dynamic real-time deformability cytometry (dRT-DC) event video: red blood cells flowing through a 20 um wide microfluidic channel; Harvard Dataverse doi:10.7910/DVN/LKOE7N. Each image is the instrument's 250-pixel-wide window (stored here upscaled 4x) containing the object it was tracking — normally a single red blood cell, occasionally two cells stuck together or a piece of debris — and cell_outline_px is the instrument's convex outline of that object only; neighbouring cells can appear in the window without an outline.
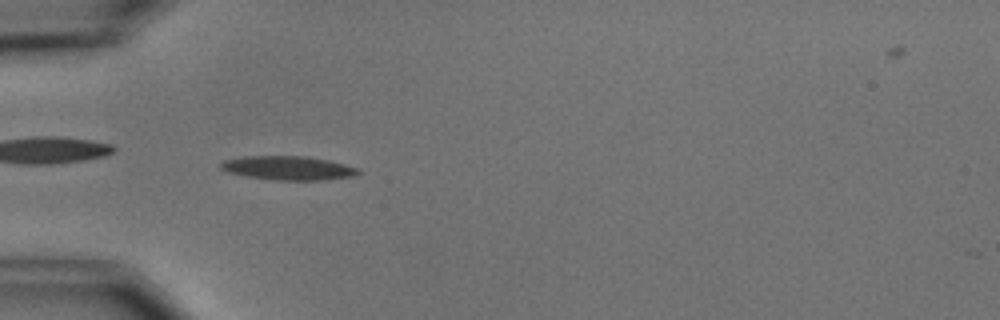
{"species": "common noctule bat (a hibernating species)", "species_latin": "Nyctalus noctula", "temperature_condition": "cold", "stored_images_in_passage": 7, "camera_frame_rate_fps": 3000, "um_per_image_px": 0.085, "animal": {"sex": "male", "body_mass_g": 15.6}, "frame": {"image": 1, "passage_image": 4, "time_ms": 3.333, "image_size_px": [1000, 320], "cell_outline_px": [[360, 172], [352, 176], [324, 180], [276, 180], [248, 176], [228, 172], [220, 168], [220, 164], [224, 160], [244, 156], [308, 156], [328, 160], [344, 164], [356, 168]], "centroid_in_image_um": [24.47, 14.27], "position_along_channel_um": 60.5, "area_um2": 18.96}}
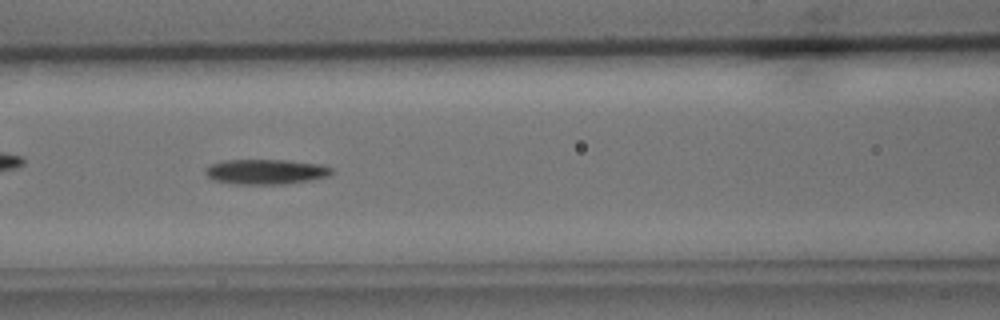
{"frame": {"image": 2, "passage_image": 6, "time_ms": 5.667, "image_size_px": [1000, 320], "cell_outline_px": [[332, 172], [328, 176], [308, 180], [284, 184], [236, 184], [216, 180], [208, 176], [204, 172], [204, 168], [212, 164], [224, 160], [288, 160], [320, 164], [332, 168]], "centroid_in_image_um": [22.58, 14.59], "position_along_channel_um": 144.0, "area_um2": 18.26}}
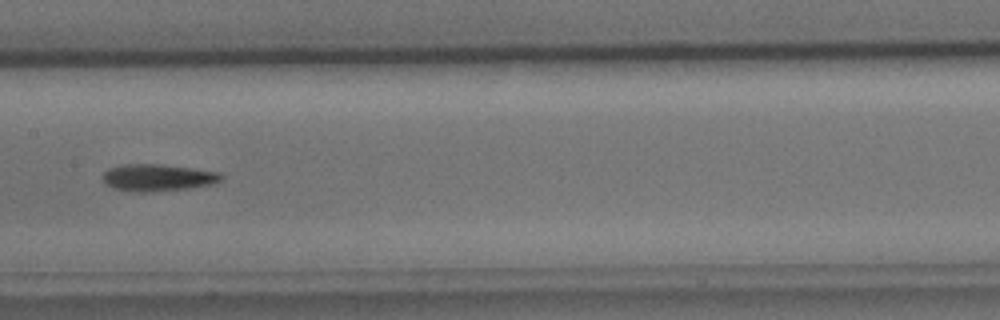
{"frame": {"image": 3, "passage_image": 7, "time_ms": 7.0, "image_size_px": [1000, 320], "cell_outline_px": [[224, 176], [220, 180], [212, 184], [188, 188], [152, 192], [136, 192], [112, 188], [104, 184], [104, 172], [108, 168], [124, 164], [160, 164], [192, 168], [220, 172]], "centroid_in_image_um": [13.39, 15.1], "position_along_channel_um": 194.0, "area_um2": 18.67}}